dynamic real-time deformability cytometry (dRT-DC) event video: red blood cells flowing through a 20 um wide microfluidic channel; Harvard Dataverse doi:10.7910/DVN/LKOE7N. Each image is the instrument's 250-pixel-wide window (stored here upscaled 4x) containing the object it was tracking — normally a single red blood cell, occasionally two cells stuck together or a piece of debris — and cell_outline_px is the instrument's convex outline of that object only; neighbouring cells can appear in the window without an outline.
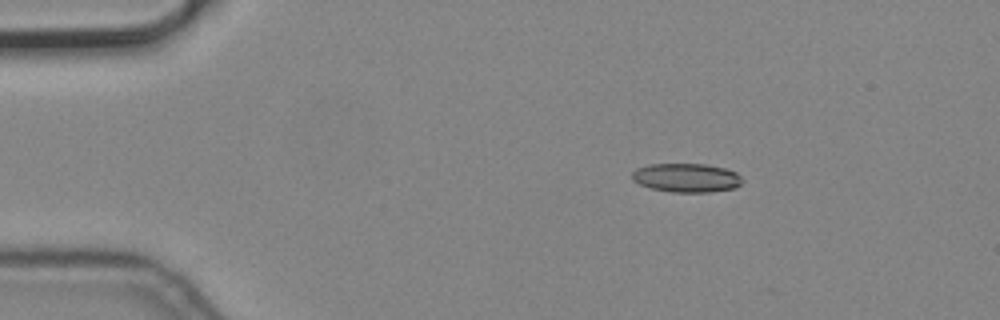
{"species": "common noctule bat (a hibernating species)", "species_latin": "Nyctalus noctula", "temperature_condition": "cold", "stored_images_in_passage": 5, "camera_frame_rate_fps": 3000, "um_per_image_px": 0.085, "animal": {"sex": "male", "body_mass_g": 19.2, "forearm_length_mm": 51.8}, "frame": {"image": 1, "passage_image": 3, "time_ms": 0.667, "image_size_px": [1000, 320], "cell_outline_px": [[744, 180], [736, 188], [708, 192], [672, 192], [652, 188], [640, 184], [632, 180], [632, 172], [636, 168], [648, 164], [704, 164], [724, 168], [736, 172]], "centroid_in_image_um": [58.35, 15.11], "position_along_channel_um": 26.7, "area_um2": 18.55}}